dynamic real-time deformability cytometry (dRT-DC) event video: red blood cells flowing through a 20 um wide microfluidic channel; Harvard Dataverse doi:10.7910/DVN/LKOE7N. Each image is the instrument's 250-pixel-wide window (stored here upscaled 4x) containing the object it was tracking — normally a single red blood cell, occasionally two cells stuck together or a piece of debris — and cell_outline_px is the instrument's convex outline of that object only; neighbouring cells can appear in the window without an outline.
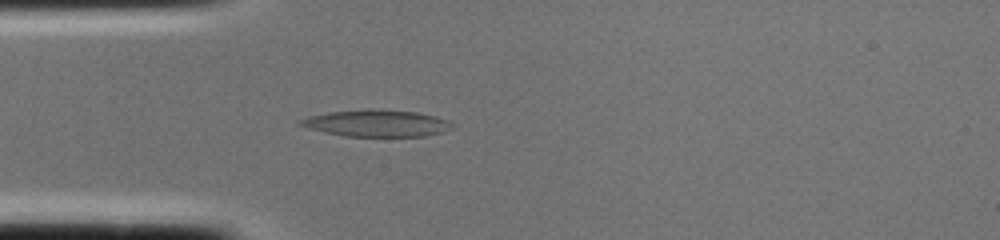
{"species": "common noctule bat (a hibernating species)", "species_latin": "Nyctalus noctula", "temperature_condition": "cold", "stored_images_in_passage": 2, "camera_frame_rate_fps": 3000, "um_per_image_px": 0.085, "animal": {"sex": "female", "body_mass_g": 22.0, "forearm_length_mm": 56.7}, "frame": {"image": 1, "passage_image": 2, "time_ms": 0.333, "image_size_px": [1000, 240], "cell_outline_px": [[456, 124], [452, 128], [444, 132], [424, 136], [344, 136], [324, 132], [308, 128], [296, 124], [296, 120], [308, 116], [328, 112], [372, 108], [416, 112], [436, 116], [448, 120]], "centroid_in_image_um": [32.0, 10.47], "position_along_channel_um": 53.0, "area_um2": 24.04}}